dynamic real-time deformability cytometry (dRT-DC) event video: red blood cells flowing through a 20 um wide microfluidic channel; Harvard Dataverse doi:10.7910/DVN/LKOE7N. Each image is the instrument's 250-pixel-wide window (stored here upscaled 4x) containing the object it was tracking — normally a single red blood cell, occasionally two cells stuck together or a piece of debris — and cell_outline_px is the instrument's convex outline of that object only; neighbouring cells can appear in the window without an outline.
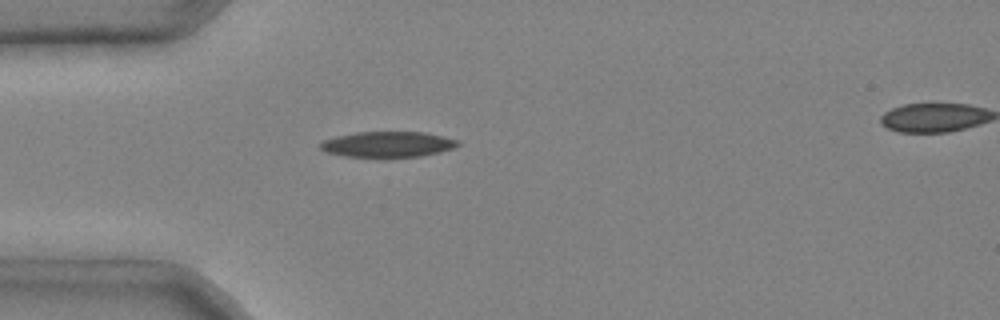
{"species": "common noctule bat (a hibernating species)", "species_latin": "Nyctalus noctula", "temperature_condition": "cold", "stored_images_in_passage": 2, "segment_of_instrument_passage": [1, 2], "camera_frame_rate_fps": 3000, "um_per_image_px": 0.085, "animal": {"sex": "male", "body_mass_g": 20.4}, "frame": {"image": 1, "passage_image": 1, "time_ms": 0.0, "image_size_px": [1000, 320], "cell_outline_px": [[460, 144], [452, 148], [440, 152], [420, 156], [344, 156], [328, 152], [320, 148], [320, 144], [324, 140], [336, 136], [356, 132], [424, 132], [444, 136], [460, 140]], "centroid_in_image_um": [33.0, 12.25], "position_along_channel_um": 52.0, "area_um2": 20.23}}